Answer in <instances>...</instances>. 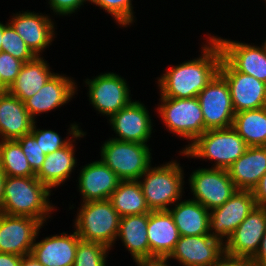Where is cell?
<instances>
[{
  "instance_id": "7c38bea8",
  "label": "cell",
  "mask_w": 266,
  "mask_h": 266,
  "mask_svg": "<svg viewBox=\"0 0 266 266\" xmlns=\"http://www.w3.org/2000/svg\"><path fill=\"white\" fill-rule=\"evenodd\" d=\"M43 226L33 217L0 213V252L22 257L31 254Z\"/></svg>"
},
{
  "instance_id": "d4e9b609",
  "label": "cell",
  "mask_w": 266,
  "mask_h": 266,
  "mask_svg": "<svg viewBox=\"0 0 266 266\" xmlns=\"http://www.w3.org/2000/svg\"><path fill=\"white\" fill-rule=\"evenodd\" d=\"M85 135V132L81 131L67 146L46 155L43 165L35 177L50 190L64 184L77 164V159L74 156L75 144L73 145V143Z\"/></svg>"
},
{
  "instance_id": "7dc6e473",
  "label": "cell",
  "mask_w": 266,
  "mask_h": 266,
  "mask_svg": "<svg viewBox=\"0 0 266 266\" xmlns=\"http://www.w3.org/2000/svg\"><path fill=\"white\" fill-rule=\"evenodd\" d=\"M263 46H264V47H265V49H266V40H265V42H264Z\"/></svg>"
},
{
  "instance_id": "83f0119b",
  "label": "cell",
  "mask_w": 266,
  "mask_h": 266,
  "mask_svg": "<svg viewBox=\"0 0 266 266\" xmlns=\"http://www.w3.org/2000/svg\"><path fill=\"white\" fill-rule=\"evenodd\" d=\"M147 227L148 213L121 217L117 238L122 240L135 262L150 259Z\"/></svg>"
},
{
  "instance_id": "b9f144b4",
  "label": "cell",
  "mask_w": 266,
  "mask_h": 266,
  "mask_svg": "<svg viewBox=\"0 0 266 266\" xmlns=\"http://www.w3.org/2000/svg\"><path fill=\"white\" fill-rule=\"evenodd\" d=\"M22 256L0 252V266H20Z\"/></svg>"
},
{
  "instance_id": "5bb4252c",
  "label": "cell",
  "mask_w": 266,
  "mask_h": 266,
  "mask_svg": "<svg viewBox=\"0 0 266 266\" xmlns=\"http://www.w3.org/2000/svg\"><path fill=\"white\" fill-rule=\"evenodd\" d=\"M225 255L224 243L210 234L180 236L174 250L167 257L182 266H213Z\"/></svg>"
},
{
  "instance_id": "8992f818",
  "label": "cell",
  "mask_w": 266,
  "mask_h": 266,
  "mask_svg": "<svg viewBox=\"0 0 266 266\" xmlns=\"http://www.w3.org/2000/svg\"><path fill=\"white\" fill-rule=\"evenodd\" d=\"M101 147V160L121 181L139 180L142 174L152 166L148 144L109 138Z\"/></svg>"
},
{
  "instance_id": "bcb514c9",
  "label": "cell",
  "mask_w": 266,
  "mask_h": 266,
  "mask_svg": "<svg viewBox=\"0 0 266 266\" xmlns=\"http://www.w3.org/2000/svg\"><path fill=\"white\" fill-rule=\"evenodd\" d=\"M3 29H4V24L2 22H0V51H1V43H2Z\"/></svg>"
},
{
  "instance_id": "5b68a950",
  "label": "cell",
  "mask_w": 266,
  "mask_h": 266,
  "mask_svg": "<svg viewBox=\"0 0 266 266\" xmlns=\"http://www.w3.org/2000/svg\"><path fill=\"white\" fill-rule=\"evenodd\" d=\"M77 213L73 224L80 239L110 249L117 240L121 220L112 202L109 199L84 202Z\"/></svg>"
},
{
  "instance_id": "e0dca14e",
  "label": "cell",
  "mask_w": 266,
  "mask_h": 266,
  "mask_svg": "<svg viewBox=\"0 0 266 266\" xmlns=\"http://www.w3.org/2000/svg\"><path fill=\"white\" fill-rule=\"evenodd\" d=\"M221 47L222 56L239 72L266 83V49L263 45L240 43L213 36Z\"/></svg>"
},
{
  "instance_id": "f1b7e54d",
  "label": "cell",
  "mask_w": 266,
  "mask_h": 266,
  "mask_svg": "<svg viewBox=\"0 0 266 266\" xmlns=\"http://www.w3.org/2000/svg\"><path fill=\"white\" fill-rule=\"evenodd\" d=\"M109 200L120 217L151 212L138 180L120 181Z\"/></svg>"
},
{
  "instance_id": "2e32d148",
  "label": "cell",
  "mask_w": 266,
  "mask_h": 266,
  "mask_svg": "<svg viewBox=\"0 0 266 266\" xmlns=\"http://www.w3.org/2000/svg\"><path fill=\"white\" fill-rule=\"evenodd\" d=\"M146 106L132 101L128 106L109 118L115 134V140L147 144L152 134V121Z\"/></svg>"
},
{
  "instance_id": "f6af8a7d",
  "label": "cell",
  "mask_w": 266,
  "mask_h": 266,
  "mask_svg": "<svg viewBox=\"0 0 266 266\" xmlns=\"http://www.w3.org/2000/svg\"><path fill=\"white\" fill-rule=\"evenodd\" d=\"M6 176L2 169L0 168V213L3 211V197H4V182Z\"/></svg>"
},
{
  "instance_id": "ffe728a7",
  "label": "cell",
  "mask_w": 266,
  "mask_h": 266,
  "mask_svg": "<svg viewBox=\"0 0 266 266\" xmlns=\"http://www.w3.org/2000/svg\"><path fill=\"white\" fill-rule=\"evenodd\" d=\"M120 181L101 159L86 164L78 178V190L82 194L83 203L109 199Z\"/></svg>"
},
{
  "instance_id": "4fadbf2b",
  "label": "cell",
  "mask_w": 266,
  "mask_h": 266,
  "mask_svg": "<svg viewBox=\"0 0 266 266\" xmlns=\"http://www.w3.org/2000/svg\"><path fill=\"white\" fill-rule=\"evenodd\" d=\"M256 206L252 191L236 190L222 206L210 211V235L226 242Z\"/></svg>"
},
{
  "instance_id": "277c9868",
  "label": "cell",
  "mask_w": 266,
  "mask_h": 266,
  "mask_svg": "<svg viewBox=\"0 0 266 266\" xmlns=\"http://www.w3.org/2000/svg\"><path fill=\"white\" fill-rule=\"evenodd\" d=\"M179 165L173 160L158 167L150 166L138 180L150 211H168L167 206L181 200L184 171Z\"/></svg>"
},
{
  "instance_id": "9c48e42d",
  "label": "cell",
  "mask_w": 266,
  "mask_h": 266,
  "mask_svg": "<svg viewBox=\"0 0 266 266\" xmlns=\"http://www.w3.org/2000/svg\"><path fill=\"white\" fill-rule=\"evenodd\" d=\"M202 109L205 130L233 125V108L227 81L218 73L197 96Z\"/></svg>"
},
{
  "instance_id": "30bf717a",
  "label": "cell",
  "mask_w": 266,
  "mask_h": 266,
  "mask_svg": "<svg viewBox=\"0 0 266 266\" xmlns=\"http://www.w3.org/2000/svg\"><path fill=\"white\" fill-rule=\"evenodd\" d=\"M90 104L102 115L111 117L132 100L126 80L116 73L100 74L93 79H87Z\"/></svg>"
},
{
  "instance_id": "ac0fdd59",
  "label": "cell",
  "mask_w": 266,
  "mask_h": 266,
  "mask_svg": "<svg viewBox=\"0 0 266 266\" xmlns=\"http://www.w3.org/2000/svg\"><path fill=\"white\" fill-rule=\"evenodd\" d=\"M49 17L27 10L19 12V14L16 13L9 20L14 30L36 56H41L40 53L52 44L55 37L54 22Z\"/></svg>"
},
{
  "instance_id": "603a6c76",
  "label": "cell",
  "mask_w": 266,
  "mask_h": 266,
  "mask_svg": "<svg viewBox=\"0 0 266 266\" xmlns=\"http://www.w3.org/2000/svg\"><path fill=\"white\" fill-rule=\"evenodd\" d=\"M34 120L25 104L7 91L0 92V137L2 140H16L32 130Z\"/></svg>"
},
{
  "instance_id": "e575fe53",
  "label": "cell",
  "mask_w": 266,
  "mask_h": 266,
  "mask_svg": "<svg viewBox=\"0 0 266 266\" xmlns=\"http://www.w3.org/2000/svg\"><path fill=\"white\" fill-rule=\"evenodd\" d=\"M132 0H89L110 14L119 26L127 27L134 21Z\"/></svg>"
},
{
  "instance_id": "4dcf8cb0",
  "label": "cell",
  "mask_w": 266,
  "mask_h": 266,
  "mask_svg": "<svg viewBox=\"0 0 266 266\" xmlns=\"http://www.w3.org/2000/svg\"><path fill=\"white\" fill-rule=\"evenodd\" d=\"M0 168L5 176H36L17 140H0Z\"/></svg>"
},
{
  "instance_id": "ba28073f",
  "label": "cell",
  "mask_w": 266,
  "mask_h": 266,
  "mask_svg": "<svg viewBox=\"0 0 266 266\" xmlns=\"http://www.w3.org/2000/svg\"><path fill=\"white\" fill-rule=\"evenodd\" d=\"M189 182L192 200L209 211L222 206L237 190L227 169L223 168H199L192 172Z\"/></svg>"
},
{
  "instance_id": "60d3db41",
  "label": "cell",
  "mask_w": 266,
  "mask_h": 266,
  "mask_svg": "<svg viewBox=\"0 0 266 266\" xmlns=\"http://www.w3.org/2000/svg\"><path fill=\"white\" fill-rule=\"evenodd\" d=\"M251 260L255 266H266V231L261 239L256 255Z\"/></svg>"
},
{
  "instance_id": "9a60e30c",
  "label": "cell",
  "mask_w": 266,
  "mask_h": 266,
  "mask_svg": "<svg viewBox=\"0 0 266 266\" xmlns=\"http://www.w3.org/2000/svg\"><path fill=\"white\" fill-rule=\"evenodd\" d=\"M266 231V207L256 206L224 242L225 255L252 259Z\"/></svg>"
},
{
  "instance_id": "d6a6232c",
  "label": "cell",
  "mask_w": 266,
  "mask_h": 266,
  "mask_svg": "<svg viewBox=\"0 0 266 266\" xmlns=\"http://www.w3.org/2000/svg\"><path fill=\"white\" fill-rule=\"evenodd\" d=\"M109 250L103 244L80 240L73 266H106Z\"/></svg>"
},
{
  "instance_id": "ee69618b",
  "label": "cell",
  "mask_w": 266,
  "mask_h": 266,
  "mask_svg": "<svg viewBox=\"0 0 266 266\" xmlns=\"http://www.w3.org/2000/svg\"><path fill=\"white\" fill-rule=\"evenodd\" d=\"M20 266H44L31 254L22 257Z\"/></svg>"
},
{
  "instance_id": "484cf974",
  "label": "cell",
  "mask_w": 266,
  "mask_h": 266,
  "mask_svg": "<svg viewBox=\"0 0 266 266\" xmlns=\"http://www.w3.org/2000/svg\"><path fill=\"white\" fill-rule=\"evenodd\" d=\"M168 211L173 216L180 236H201L210 234V211L192 199L177 201Z\"/></svg>"
},
{
  "instance_id": "7bdbcfd3",
  "label": "cell",
  "mask_w": 266,
  "mask_h": 266,
  "mask_svg": "<svg viewBox=\"0 0 266 266\" xmlns=\"http://www.w3.org/2000/svg\"><path fill=\"white\" fill-rule=\"evenodd\" d=\"M167 262H168L167 258H154V259L136 261V264L138 266H169Z\"/></svg>"
},
{
  "instance_id": "7a4b0ae2",
  "label": "cell",
  "mask_w": 266,
  "mask_h": 266,
  "mask_svg": "<svg viewBox=\"0 0 266 266\" xmlns=\"http://www.w3.org/2000/svg\"><path fill=\"white\" fill-rule=\"evenodd\" d=\"M50 193L51 190L35 176H6L2 213L33 217L44 224L54 209Z\"/></svg>"
},
{
  "instance_id": "52a82bcc",
  "label": "cell",
  "mask_w": 266,
  "mask_h": 266,
  "mask_svg": "<svg viewBox=\"0 0 266 266\" xmlns=\"http://www.w3.org/2000/svg\"><path fill=\"white\" fill-rule=\"evenodd\" d=\"M157 111L171 133L186 138L192 144L206 130L200 102L193 98L161 97Z\"/></svg>"
},
{
  "instance_id": "836d02e7",
  "label": "cell",
  "mask_w": 266,
  "mask_h": 266,
  "mask_svg": "<svg viewBox=\"0 0 266 266\" xmlns=\"http://www.w3.org/2000/svg\"><path fill=\"white\" fill-rule=\"evenodd\" d=\"M1 51L9 53L23 63L32 61L37 57L9 22L4 24Z\"/></svg>"
},
{
  "instance_id": "8fae6325",
  "label": "cell",
  "mask_w": 266,
  "mask_h": 266,
  "mask_svg": "<svg viewBox=\"0 0 266 266\" xmlns=\"http://www.w3.org/2000/svg\"><path fill=\"white\" fill-rule=\"evenodd\" d=\"M219 74L228 83L235 113L266 106V83L237 71L224 57Z\"/></svg>"
},
{
  "instance_id": "6da1fadb",
  "label": "cell",
  "mask_w": 266,
  "mask_h": 266,
  "mask_svg": "<svg viewBox=\"0 0 266 266\" xmlns=\"http://www.w3.org/2000/svg\"><path fill=\"white\" fill-rule=\"evenodd\" d=\"M199 58L170 67L158 79L160 97L193 98L219 73L222 50L213 36L208 37ZM209 41V42H208Z\"/></svg>"
},
{
  "instance_id": "d6986e66",
  "label": "cell",
  "mask_w": 266,
  "mask_h": 266,
  "mask_svg": "<svg viewBox=\"0 0 266 266\" xmlns=\"http://www.w3.org/2000/svg\"><path fill=\"white\" fill-rule=\"evenodd\" d=\"M74 81L64 74L55 73L38 92L24 102L32 119L35 121L36 115L68 103L77 89Z\"/></svg>"
},
{
  "instance_id": "4316f807",
  "label": "cell",
  "mask_w": 266,
  "mask_h": 266,
  "mask_svg": "<svg viewBox=\"0 0 266 266\" xmlns=\"http://www.w3.org/2000/svg\"><path fill=\"white\" fill-rule=\"evenodd\" d=\"M47 61L41 56L23 63L16 80L7 92L19 98L23 103L32 97L54 75Z\"/></svg>"
},
{
  "instance_id": "cb8c5ba5",
  "label": "cell",
  "mask_w": 266,
  "mask_h": 266,
  "mask_svg": "<svg viewBox=\"0 0 266 266\" xmlns=\"http://www.w3.org/2000/svg\"><path fill=\"white\" fill-rule=\"evenodd\" d=\"M227 171L237 190L252 191L266 172V146L248 147Z\"/></svg>"
},
{
  "instance_id": "d590c367",
  "label": "cell",
  "mask_w": 266,
  "mask_h": 266,
  "mask_svg": "<svg viewBox=\"0 0 266 266\" xmlns=\"http://www.w3.org/2000/svg\"><path fill=\"white\" fill-rule=\"evenodd\" d=\"M22 65L21 60L14 58L9 53L0 51V92L7 91L16 80Z\"/></svg>"
},
{
  "instance_id": "8d00e7d4",
  "label": "cell",
  "mask_w": 266,
  "mask_h": 266,
  "mask_svg": "<svg viewBox=\"0 0 266 266\" xmlns=\"http://www.w3.org/2000/svg\"><path fill=\"white\" fill-rule=\"evenodd\" d=\"M26 155L31 169L37 173L43 165L46 155L41 150L39 142L36 141L31 133L25 134L22 137L16 139Z\"/></svg>"
},
{
  "instance_id": "44dd1931",
  "label": "cell",
  "mask_w": 266,
  "mask_h": 266,
  "mask_svg": "<svg viewBox=\"0 0 266 266\" xmlns=\"http://www.w3.org/2000/svg\"><path fill=\"white\" fill-rule=\"evenodd\" d=\"M80 240L76 231L35 240L31 255L44 266H73Z\"/></svg>"
},
{
  "instance_id": "7402d4cb",
  "label": "cell",
  "mask_w": 266,
  "mask_h": 266,
  "mask_svg": "<svg viewBox=\"0 0 266 266\" xmlns=\"http://www.w3.org/2000/svg\"><path fill=\"white\" fill-rule=\"evenodd\" d=\"M147 236L150 259L167 258L171 254L180 234L169 211L148 213Z\"/></svg>"
},
{
  "instance_id": "3957f363",
  "label": "cell",
  "mask_w": 266,
  "mask_h": 266,
  "mask_svg": "<svg viewBox=\"0 0 266 266\" xmlns=\"http://www.w3.org/2000/svg\"><path fill=\"white\" fill-rule=\"evenodd\" d=\"M248 147L244 139L231 126L206 130L180 153L190 158L214 160V168L227 169L246 152Z\"/></svg>"
},
{
  "instance_id": "74e56055",
  "label": "cell",
  "mask_w": 266,
  "mask_h": 266,
  "mask_svg": "<svg viewBox=\"0 0 266 266\" xmlns=\"http://www.w3.org/2000/svg\"><path fill=\"white\" fill-rule=\"evenodd\" d=\"M86 1L89 0H48V3L54 14L66 16L75 13Z\"/></svg>"
},
{
  "instance_id": "f35d334b",
  "label": "cell",
  "mask_w": 266,
  "mask_h": 266,
  "mask_svg": "<svg viewBox=\"0 0 266 266\" xmlns=\"http://www.w3.org/2000/svg\"><path fill=\"white\" fill-rule=\"evenodd\" d=\"M256 205L266 207V172L261 177L257 186L252 190Z\"/></svg>"
},
{
  "instance_id": "f546056e",
  "label": "cell",
  "mask_w": 266,
  "mask_h": 266,
  "mask_svg": "<svg viewBox=\"0 0 266 266\" xmlns=\"http://www.w3.org/2000/svg\"><path fill=\"white\" fill-rule=\"evenodd\" d=\"M232 127L250 146H266V106L235 113Z\"/></svg>"
},
{
  "instance_id": "ab89813d",
  "label": "cell",
  "mask_w": 266,
  "mask_h": 266,
  "mask_svg": "<svg viewBox=\"0 0 266 266\" xmlns=\"http://www.w3.org/2000/svg\"><path fill=\"white\" fill-rule=\"evenodd\" d=\"M213 266H255L251 259L230 257L224 255L215 265Z\"/></svg>"
},
{
  "instance_id": "1f68e13d",
  "label": "cell",
  "mask_w": 266,
  "mask_h": 266,
  "mask_svg": "<svg viewBox=\"0 0 266 266\" xmlns=\"http://www.w3.org/2000/svg\"><path fill=\"white\" fill-rule=\"evenodd\" d=\"M35 124L36 121L34 122L30 133L34 136L36 141L39 142V146L41 147V150L45 155L53 153L54 151L60 150L63 147L67 146L71 142V140H73V138L82 131L79 128L80 126H78V124H71L68 133H70L69 135H72V138L62 140V137L57 132L53 130L38 129Z\"/></svg>"
}]
</instances>
